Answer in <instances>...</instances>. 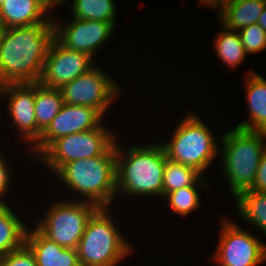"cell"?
Returning <instances> with one entry per match:
<instances>
[{"instance_id": "603a6c76", "label": "cell", "mask_w": 266, "mask_h": 266, "mask_svg": "<svg viewBox=\"0 0 266 266\" xmlns=\"http://www.w3.org/2000/svg\"><path fill=\"white\" fill-rule=\"evenodd\" d=\"M214 40V49L219 60L229 68H236L248 55L242 45L238 31L228 30L224 26Z\"/></svg>"}, {"instance_id": "e0dca14e", "label": "cell", "mask_w": 266, "mask_h": 266, "mask_svg": "<svg viewBox=\"0 0 266 266\" xmlns=\"http://www.w3.org/2000/svg\"><path fill=\"white\" fill-rule=\"evenodd\" d=\"M245 81L248 118L237 124V128L266 132V80L253 70L248 71Z\"/></svg>"}, {"instance_id": "1f68e13d", "label": "cell", "mask_w": 266, "mask_h": 266, "mask_svg": "<svg viewBox=\"0 0 266 266\" xmlns=\"http://www.w3.org/2000/svg\"><path fill=\"white\" fill-rule=\"evenodd\" d=\"M43 4H45L51 11L52 8L55 9L57 7V0H40Z\"/></svg>"}, {"instance_id": "3957f363", "label": "cell", "mask_w": 266, "mask_h": 266, "mask_svg": "<svg viewBox=\"0 0 266 266\" xmlns=\"http://www.w3.org/2000/svg\"><path fill=\"white\" fill-rule=\"evenodd\" d=\"M55 173L86 202L109 208L117 197L115 143L103 155L67 162Z\"/></svg>"}, {"instance_id": "d6a6232c", "label": "cell", "mask_w": 266, "mask_h": 266, "mask_svg": "<svg viewBox=\"0 0 266 266\" xmlns=\"http://www.w3.org/2000/svg\"><path fill=\"white\" fill-rule=\"evenodd\" d=\"M67 0H57V7L62 5L64 2L66 3Z\"/></svg>"}, {"instance_id": "4dcf8cb0", "label": "cell", "mask_w": 266, "mask_h": 266, "mask_svg": "<svg viewBox=\"0 0 266 266\" xmlns=\"http://www.w3.org/2000/svg\"><path fill=\"white\" fill-rule=\"evenodd\" d=\"M257 24H259L266 31V6L258 18Z\"/></svg>"}, {"instance_id": "836d02e7", "label": "cell", "mask_w": 266, "mask_h": 266, "mask_svg": "<svg viewBox=\"0 0 266 266\" xmlns=\"http://www.w3.org/2000/svg\"><path fill=\"white\" fill-rule=\"evenodd\" d=\"M2 30H3V26H2V23H1V19H0V35L2 33Z\"/></svg>"}, {"instance_id": "277c9868", "label": "cell", "mask_w": 266, "mask_h": 266, "mask_svg": "<svg viewBox=\"0 0 266 266\" xmlns=\"http://www.w3.org/2000/svg\"><path fill=\"white\" fill-rule=\"evenodd\" d=\"M265 138V139H264ZM266 132L234 127L222 133L223 175L235 198L253 186L261 158L266 153ZM223 150V151H222Z\"/></svg>"}, {"instance_id": "9a60e30c", "label": "cell", "mask_w": 266, "mask_h": 266, "mask_svg": "<svg viewBox=\"0 0 266 266\" xmlns=\"http://www.w3.org/2000/svg\"><path fill=\"white\" fill-rule=\"evenodd\" d=\"M31 229L27 230L25 243L33 251L37 266H81L77 249L59 246L37 228Z\"/></svg>"}, {"instance_id": "d4e9b609", "label": "cell", "mask_w": 266, "mask_h": 266, "mask_svg": "<svg viewBox=\"0 0 266 266\" xmlns=\"http://www.w3.org/2000/svg\"><path fill=\"white\" fill-rule=\"evenodd\" d=\"M199 186H188L167 193L163 198L168 199L170 209L176 214L187 216L192 211L201 207ZM198 189V190H197Z\"/></svg>"}, {"instance_id": "5b68a950", "label": "cell", "mask_w": 266, "mask_h": 266, "mask_svg": "<svg viewBox=\"0 0 266 266\" xmlns=\"http://www.w3.org/2000/svg\"><path fill=\"white\" fill-rule=\"evenodd\" d=\"M108 209L99 208L88 220L76 248L81 266H116L133 252Z\"/></svg>"}, {"instance_id": "f546056e", "label": "cell", "mask_w": 266, "mask_h": 266, "mask_svg": "<svg viewBox=\"0 0 266 266\" xmlns=\"http://www.w3.org/2000/svg\"><path fill=\"white\" fill-rule=\"evenodd\" d=\"M222 1L223 0H199V4L201 3L202 5H206L207 7L212 6V8L214 9Z\"/></svg>"}, {"instance_id": "44dd1931", "label": "cell", "mask_w": 266, "mask_h": 266, "mask_svg": "<svg viewBox=\"0 0 266 266\" xmlns=\"http://www.w3.org/2000/svg\"><path fill=\"white\" fill-rule=\"evenodd\" d=\"M235 199L241 218L256 226L266 236V192L246 190L240 192Z\"/></svg>"}, {"instance_id": "5bb4252c", "label": "cell", "mask_w": 266, "mask_h": 266, "mask_svg": "<svg viewBox=\"0 0 266 266\" xmlns=\"http://www.w3.org/2000/svg\"><path fill=\"white\" fill-rule=\"evenodd\" d=\"M0 95L8 97L7 109L12 124L19 128L21 140L29 143L32 147L37 142L36 83L2 85L0 86Z\"/></svg>"}, {"instance_id": "4fadbf2b", "label": "cell", "mask_w": 266, "mask_h": 266, "mask_svg": "<svg viewBox=\"0 0 266 266\" xmlns=\"http://www.w3.org/2000/svg\"><path fill=\"white\" fill-rule=\"evenodd\" d=\"M53 19L55 20H53L54 38L61 45L92 57L107 42L116 28L109 22L77 18H73L71 22L69 21L66 26H63L58 24L56 17Z\"/></svg>"}, {"instance_id": "8992f818", "label": "cell", "mask_w": 266, "mask_h": 266, "mask_svg": "<svg viewBox=\"0 0 266 266\" xmlns=\"http://www.w3.org/2000/svg\"><path fill=\"white\" fill-rule=\"evenodd\" d=\"M210 130L195 112L190 111L173 130V137L161 143L167 158L190 166L204 175L211 162L220 154L216 138Z\"/></svg>"}, {"instance_id": "ac0fdd59", "label": "cell", "mask_w": 266, "mask_h": 266, "mask_svg": "<svg viewBox=\"0 0 266 266\" xmlns=\"http://www.w3.org/2000/svg\"><path fill=\"white\" fill-rule=\"evenodd\" d=\"M266 6V0H223L218 9V19L228 30L239 31L258 21Z\"/></svg>"}, {"instance_id": "30bf717a", "label": "cell", "mask_w": 266, "mask_h": 266, "mask_svg": "<svg viewBox=\"0 0 266 266\" xmlns=\"http://www.w3.org/2000/svg\"><path fill=\"white\" fill-rule=\"evenodd\" d=\"M114 80L100 67L95 66L59 90L64 103L94 108L104 117L109 106L122 91Z\"/></svg>"}, {"instance_id": "2e32d148", "label": "cell", "mask_w": 266, "mask_h": 266, "mask_svg": "<svg viewBox=\"0 0 266 266\" xmlns=\"http://www.w3.org/2000/svg\"><path fill=\"white\" fill-rule=\"evenodd\" d=\"M49 14L51 10L40 0H5L0 6L3 28L44 23L50 18Z\"/></svg>"}, {"instance_id": "7a4b0ae2", "label": "cell", "mask_w": 266, "mask_h": 266, "mask_svg": "<svg viewBox=\"0 0 266 266\" xmlns=\"http://www.w3.org/2000/svg\"><path fill=\"white\" fill-rule=\"evenodd\" d=\"M115 142L116 195L159 196L163 198L166 152L159 143L131 145L124 151Z\"/></svg>"}, {"instance_id": "d6986e66", "label": "cell", "mask_w": 266, "mask_h": 266, "mask_svg": "<svg viewBox=\"0 0 266 266\" xmlns=\"http://www.w3.org/2000/svg\"><path fill=\"white\" fill-rule=\"evenodd\" d=\"M26 226L8 203L0 204V257L26 242Z\"/></svg>"}, {"instance_id": "52a82bcc", "label": "cell", "mask_w": 266, "mask_h": 266, "mask_svg": "<svg viewBox=\"0 0 266 266\" xmlns=\"http://www.w3.org/2000/svg\"><path fill=\"white\" fill-rule=\"evenodd\" d=\"M76 201L55 202L36 226L45 237L64 248H77L88 220L99 209L85 199Z\"/></svg>"}, {"instance_id": "ba28073f", "label": "cell", "mask_w": 266, "mask_h": 266, "mask_svg": "<svg viewBox=\"0 0 266 266\" xmlns=\"http://www.w3.org/2000/svg\"><path fill=\"white\" fill-rule=\"evenodd\" d=\"M103 123L95 129L56 139L38 158L55 173L63 164L103 155L118 140Z\"/></svg>"}, {"instance_id": "f1b7e54d", "label": "cell", "mask_w": 266, "mask_h": 266, "mask_svg": "<svg viewBox=\"0 0 266 266\" xmlns=\"http://www.w3.org/2000/svg\"><path fill=\"white\" fill-rule=\"evenodd\" d=\"M250 190L266 192V153L260 160L256 177Z\"/></svg>"}, {"instance_id": "83f0119b", "label": "cell", "mask_w": 266, "mask_h": 266, "mask_svg": "<svg viewBox=\"0 0 266 266\" xmlns=\"http://www.w3.org/2000/svg\"><path fill=\"white\" fill-rule=\"evenodd\" d=\"M7 163V160L4 159V156L0 153V204H7L3 198L4 195L8 194L10 188L9 182L12 175Z\"/></svg>"}, {"instance_id": "7c38bea8", "label": "cell", "mask_w": 266, "mask_h": 266, "mask_svg": "<svg viewBox=\"0 0 266 266\" xmlns=\"http://www.w3.org/2000/svg\"><path fill=\"white\" fill-rule=\"evenodd\" d=\"M102 119L103 116L94 108L64 103L30 152L33 151V156L35 153L38 158L56 139L98 128L103 123Z\"/></svg>"}, {"instance_id": "8fae6325", "label": "cell", "mask_w": 266, "mask_h": 266, "mask_svg": "<svg viewBox=\"0 0 266 266\" xmlns=\"http://www.w3.org/2000/svg\"><path fill=\"white\" fill-rule=\"evenodd\" d=\"M92 59L93 57L86 53L67 49L54 38L49 46L38 83L60 89L95 67Z\"/></svg>"}, {"instance_id": "cb8c5ba5", "label": "cell", "mask_w": 266, "mask_h": 266, "mask_svg": "<svg viewBox=\"0 0 266 266\" xmlns=\"http://www.w3.org/2000/svg\"><path fill=\"white\" fill-rule=\"evenodd\" d=\"M73 18L103 21L116 27V4L114 0H71Z\"/></svg>"}, {"instance_id": "7402d4cb", "label": "cell", "mask_w": 266, "mask_h": 266, "mask_svg": "<svg viewBox=\"0 0 266 266\" xmlns=\"http://www.w3.org/2000/svg\"><path fill=\"white\" fill-rule=\"evenodd\" d=\"M202 177V174L196 169L167 158L163 176V197L167 193L183 187L199 186V183L206 189L209 184L203 182Z\"/></svg>"}, {"instance_id": "4316f807", "label": "cell", "mask_w": 266, "mask_h": 266, "mask_svg": "<svg viewBox=\"0 0 266 266\" xmlns=\"http://www.w3.org/2000/svg\"><path fill=\"white\" fill-rule=\"evenodd\" d=\"M0 266H37L31 248L24 243L21 247L0 257Z\"/></svg>"}, {"instance_id": "9c48e42d", "label": "cell", "mask_w": 266, "mask_h": 266, "mask_svg": "<svg viewBox=\"0 0 266 266\" xmlns=\"http://www.w3.org/2000/svg\"><path fill=\"white\" fill-rule=\"evenodd\" d=\"M220 236L214 249L217 266H258L266 261V244L233 220L222 219Z\"/></svg>"}, {"instance_id": "e575fe53", "label": "cell", "mask_w": 266, "mask_h": 266, "mask_svg": "<svg viewBox=\"0 0 266 266\" xmlns=\"http://www.w3.org/2000/svg\"><path fill=\"white\" fill-rule=\"evenodd\" d=\"M4 2H5V0H0V6H1V4L4 3Z\"/></svg>"}, {"instance_id": "6da1fadb", "label": "cell", "mask_w": 266, "mask_h": 266, "mask_svg": "<svg viewBox=\"0 0 266 266\" xmlns=\"http://www.w3.org/2000/svg\"><path fill=\"white\" fill-rule=\"evenodd\" d=\"M52 17L31 26L3 28L0 35V86L39 82L54 39Z\"/></svg>"}, {"instance_id": "484cf974", "label": "cell", "mask_w": 266, "mask_h": 266, "mask_svg": "<svg viewBox=\"0 0 266 266\" xmlns=\"http://www.w3.org/2000/svg\"><path fill=\"white\" fill-rule=\"evenodd\" d=\"M242 45L249 55L266 49V31L257 23L238 31Z\"/></svg>"}, {"instance_id": "ffe728a7", "label": "cell", "mask_w": 266, "mask_h": 266, "mask_svg": "<svg viewBox=\"0 0 266 266\" xmlns=\"http://www.w3.org/2000/svg\"><path fill=\"white\" fill-rule=\"evenodd\" d=\"M64 102L59 89L36 83L35 116L37 122V141L48 128L52 119L62 109Z\"/></svg>"}]
</instances>
